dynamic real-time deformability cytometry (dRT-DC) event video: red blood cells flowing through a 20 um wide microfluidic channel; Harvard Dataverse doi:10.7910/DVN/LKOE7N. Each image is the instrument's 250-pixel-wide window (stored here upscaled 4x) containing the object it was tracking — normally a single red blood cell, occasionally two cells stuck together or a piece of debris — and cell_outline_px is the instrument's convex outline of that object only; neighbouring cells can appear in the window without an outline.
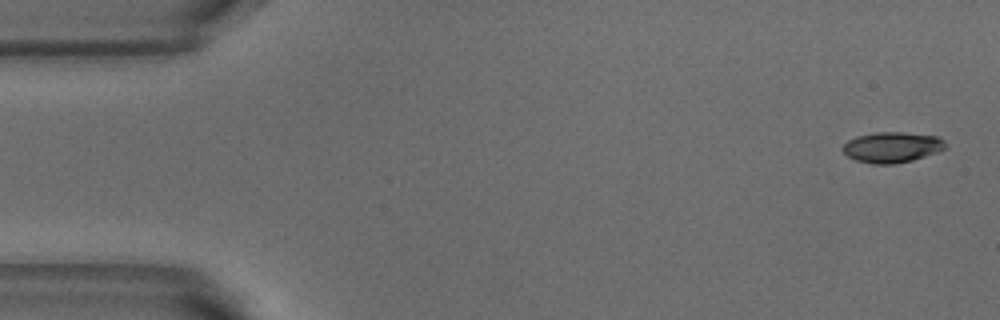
{"species": "common noctule bat (a hibernating species)", "species_latin": "Nyctalus noctula", "temperature_condition": "warm", "stored_images_in_passage": 3, "camera_frame_rate_fps": 3000, "um_per_image_px": 0.085, "animal": {"sex": "male", "body_mass_g": 18.8}, "frame": {"image": 1, "passage_image": 1, "time_ms": 0.0, "image_size_px": [1000, 320], "cell_outline_px": [[944, 148], [936, 152], [912, 160], [892, 164], [872, 164], [856, 160], [848, 156], [840, 148], [848, 140], [856, 136], [876, 132], [904, 132], [936, 136], [944, 140]], "centroid_in_image_um": [75.77, 12.51], "position_along_channel_um": 9.2, "area_um2": 18.15}}